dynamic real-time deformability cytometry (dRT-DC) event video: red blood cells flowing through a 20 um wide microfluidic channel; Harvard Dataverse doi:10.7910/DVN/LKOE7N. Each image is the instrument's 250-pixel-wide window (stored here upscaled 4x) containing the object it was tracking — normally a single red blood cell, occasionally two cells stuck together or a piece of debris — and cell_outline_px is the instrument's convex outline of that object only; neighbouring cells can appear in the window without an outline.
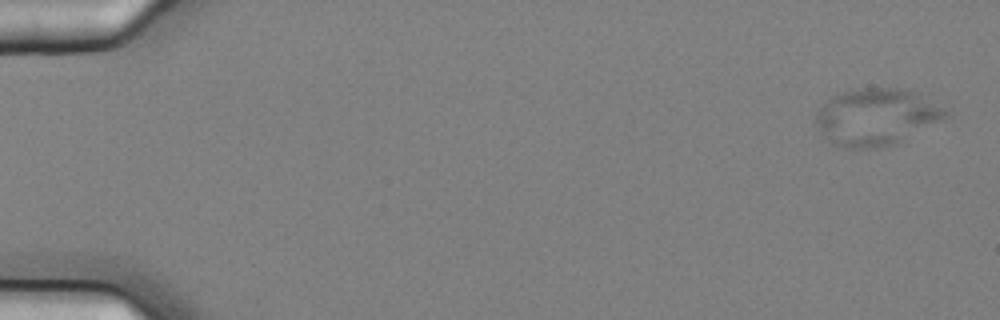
{"species": "common noctule bat (a hibernating species)", "species_latin": "Nyctalus noctula", "temperature_condition": "cold", "stored_images_in_passage": 6, "camera_frame_rate_fps": 3000, "um_per_image_px": 0.085, "animal": {"sex": "female", "body_mass_g": 25.1}, "frame": {"image": 1, "passage_image": 1, "time_ms": 0.0, "image_size_px": [1000, 320], "cell_outline_px": [[948, 112], [940, 120], [896, 144], [876, 148], [848, 148], [832, 144], [816, 120], [816, 112], [832, 96], [844, 92], [860, 88], [900, 88], [912, 92]], "centroid_in_image_um": [74.43, 9.95], "position_along_channel_um": 10.6, "area_um2": 41.5}}